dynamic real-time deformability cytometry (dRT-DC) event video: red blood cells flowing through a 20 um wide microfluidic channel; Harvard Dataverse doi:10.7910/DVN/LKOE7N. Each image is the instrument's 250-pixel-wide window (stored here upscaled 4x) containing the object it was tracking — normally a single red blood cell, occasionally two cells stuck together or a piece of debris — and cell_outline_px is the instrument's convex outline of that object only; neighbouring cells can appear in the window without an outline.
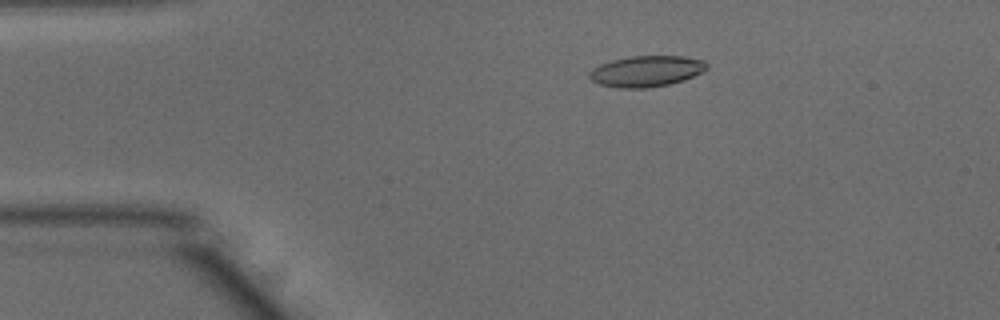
{"species": "common noctule bat (a hibernating species)", "species_latin": "Nyctalus noctula", "temperature_condition": "warm", "stored_images_in_passage": 52, "camera_frame_rate_fps": 3000, "um_per_image_px": 0.085, "animal": {"sex": "male", "body_mass_g": 15.6}, "frame": {"image": 1, "passage_image": 10, "time_ms": 3.0, "image_size_px": [1000, 320], "cell_outline_px": [[708, 68], [684, 80], [668, 84], [644, 88], [620, 88], [600, 84], [592, 80], [588, 76], [588, 72], [592, 68], [600, 64], [612, 60], [632, 56], [684, 56], [704, 60], [708, 64]], "centroid_in_image_um": [54.93, 6.04], "position_along_channel_um": 30.1, "area_um2": 21.1}}
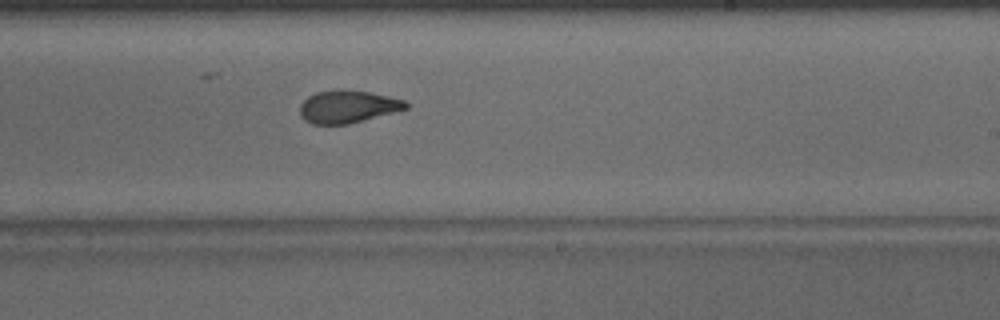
{"frame": {"image": 2, "passage_image": 31, "time_ms": 10.0, "image_size_px": [1000, 320], "cell_outline_px": [[408, 108], [348, 124], [312, 124], [304, 120], [300, 112], [300, 104], [308, 96], [316, 92], [372, 92], [404, 100], [408, 104]], "centroid_in_image_um": [29.55, 9.1], "position_along_channel_um": 259.5, "area_um2": 19.36}}
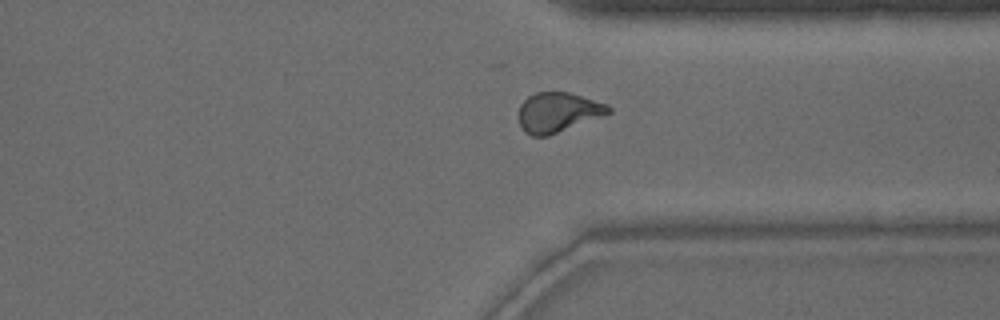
{"frame": {"image": 3, "passage_image": 39, "time_ms": 12.667, "image_size_px": [1000, 320], "cell_outline_px": [[612, 112], [604, 116], [548, 136], [532, 136], [524, 132], [520, 124], [520, 104], [528, 96], [536, 92], [568, 92], [608, 104], [612, 108]], "centroid_in_image_um": [47.46, 9.55], "position_along_channel_um": 363.9, "area_um2": 20.87}, "authors_computed_cell_mechanics": {"area_um2": 20.8658, "velocity_mm_per_s": 3.9341, "shape_relaxation_time_tau1_ms": 9.0697, "shape_relaxation_time_tau2_ms": 1.5481, "deformation_change_tau1": 0.2374, "deformation_change_tau2": 0.0856}}